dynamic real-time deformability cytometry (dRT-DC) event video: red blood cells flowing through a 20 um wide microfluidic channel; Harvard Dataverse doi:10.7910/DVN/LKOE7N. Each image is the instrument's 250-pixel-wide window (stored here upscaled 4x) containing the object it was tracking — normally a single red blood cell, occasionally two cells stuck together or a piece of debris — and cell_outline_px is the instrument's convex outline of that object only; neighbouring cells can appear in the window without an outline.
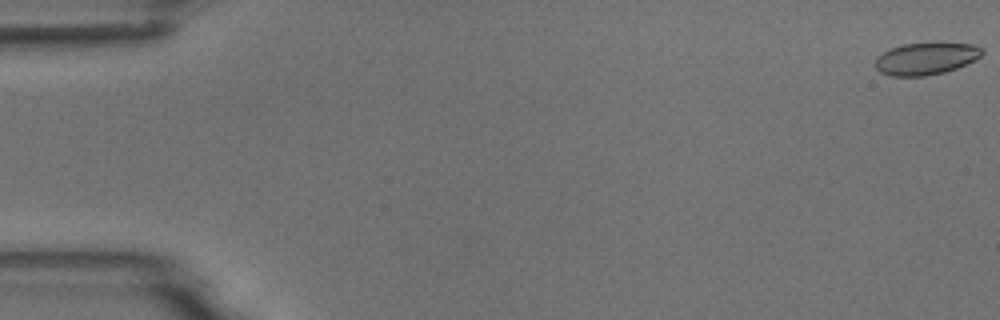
{"species": "common noctule bat (a hibernating species)", "species_latin": "Nyctalus noctula", "temperature_condition": "room temperature", "stored_images_in_passage": 5, "camera_frame_rate_fps": 3000, "um_per_image_px": 0.085, "animal": {"sex": "male", "body_mass_g": 18.8}, "frame": {"image": 1, "passage_image": 1, "time_ms": 0.0, "image_size_px": [1000, 320], "cell_outline_px": [[984, 52], [980, 56], [956, 68], [944, 72], [924, 76], [892, 76], [880, 72], [876, 68], [876, 56], [892, 48], [904, 44], [936, 40], [940, 40], [972, 44], [980, 48]], "centroid_in_image_um": [78.71, 4.93], "position_along_channel_um": 6.3, "area_um2": 20.4}}
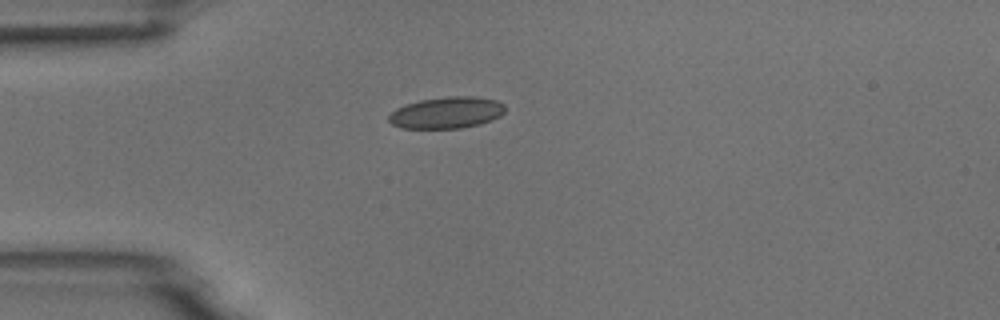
{"frame": {"image": 2, "passage_image": 5, "time_ms": 4.667, "image_size_px": [1000, 320], "cell_outline_px": [[504, 112], [500, 116], [492, 120], [480, 124], [460, 128], [404, 128], [392, 124], [388, 120], [388, 116], [396, 108], [404, 104], [420, 100], [448, 96], [472, 96], [496, 100], [504, 104]], "centroid_in_image_um": [37.96, 9.57], "position_along_channel_um": 47.0, "area_um2": 21.39}}